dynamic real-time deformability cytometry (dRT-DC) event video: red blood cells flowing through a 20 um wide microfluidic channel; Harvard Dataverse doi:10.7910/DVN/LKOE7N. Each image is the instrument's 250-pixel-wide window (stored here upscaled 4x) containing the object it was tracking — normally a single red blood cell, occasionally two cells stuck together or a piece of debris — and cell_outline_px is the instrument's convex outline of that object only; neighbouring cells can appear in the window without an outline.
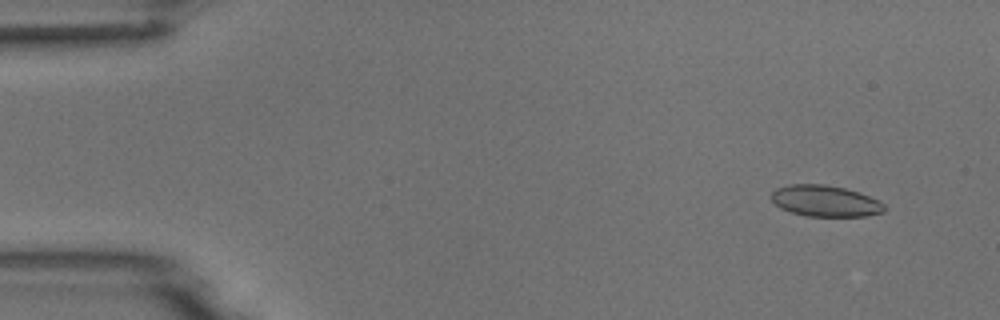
{"species": "common noctule bat (a hibernating species)", "species_latin": "Nyctalus noctula", "temperature_condition": "room temperature", "stored_images_in_passage": 5, "camera_frame_rate_fps": 3000, "um_per_image_px": 0.085, "animal": {"sex": "male", "body_mass_g": 18.8}, "frame": {"image": 1, "passage_image": 2, "time_ms": 1.0, "image_size_px": [1000, 320], "cell_outline_px": [[884, 212], [868, 216], [808, 216], [792, 212], [780, 208], [772, 200], [772, 192], [776, 188], [788, 184], [824, 184], [844, 188], [860, 192], [884, 204]], "centroid_in_image_um": [70.13, 17.08], "position_along_channel_um": 14.9, "area_um2": 20.46}}
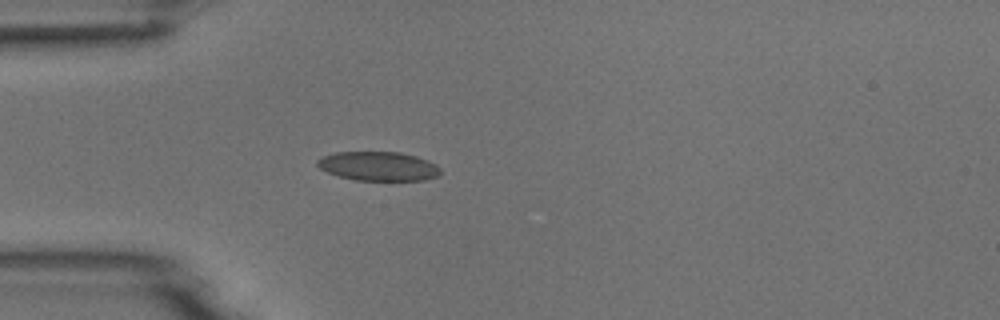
{"frame": {"image": 2, "passage_image": 5, "time_ms": 4.667, "image_size_px": [1000, 320], "cell_outline_px": [[440, 176], [424, 180], [356, 180], [340, 176], [328, 172], [320, 168], [316, 164], [316, 160], [324, 156], [336, 152], [400, 152], [416, 156], [428, 160], [436, 164], [440, 168]], "centroid_in_image_um": [32.19, 14.12], "position_along_channel_um": 52.8, "area_um2": 20.87}}